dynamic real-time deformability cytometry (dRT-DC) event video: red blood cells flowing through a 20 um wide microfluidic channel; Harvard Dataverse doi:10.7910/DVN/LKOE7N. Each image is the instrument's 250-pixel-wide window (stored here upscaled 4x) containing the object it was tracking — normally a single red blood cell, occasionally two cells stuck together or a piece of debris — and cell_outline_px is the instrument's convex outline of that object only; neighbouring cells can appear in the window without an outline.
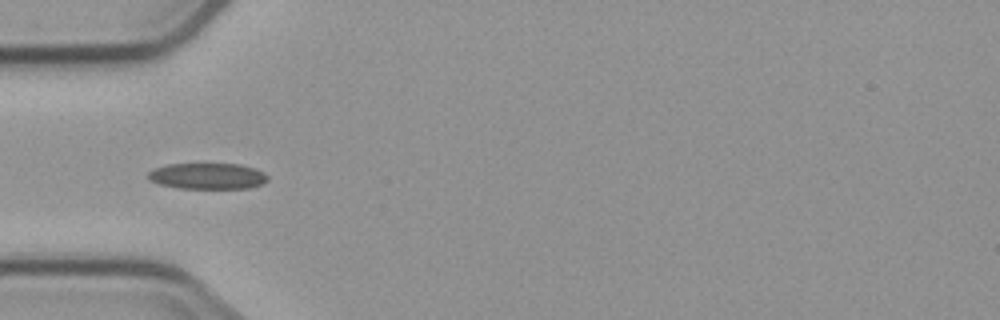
{"species": "common noctule bat (a hibernating species)", "species_latin": "Nyctalus noctula", "temperature_condition": "cold", "stored_images_in_passage": 7, "camera_frame_rate_fps": 3000, "um_per_image_px": 0.085, "animal": {"sex": "male", "body_mass_g": 23.1, "forearm_length_mm": 52.7}, "frame": {"image": 1, "passage_image": 6, "time_ms": 5.667, "image_size_px": [1000, 320], "cell_outline_px": [[268, 180], [264, 184], [248, 188], [176, 188], [160, 184], [148, 180], [148, 172], [152, 168], [168, 164], [240, 164], [264, 172], [268, 176]], "centroid_in_image_um": [17.63, 14.97], "position_along_channel_um": 67.4, "area_um2": 18.26}}
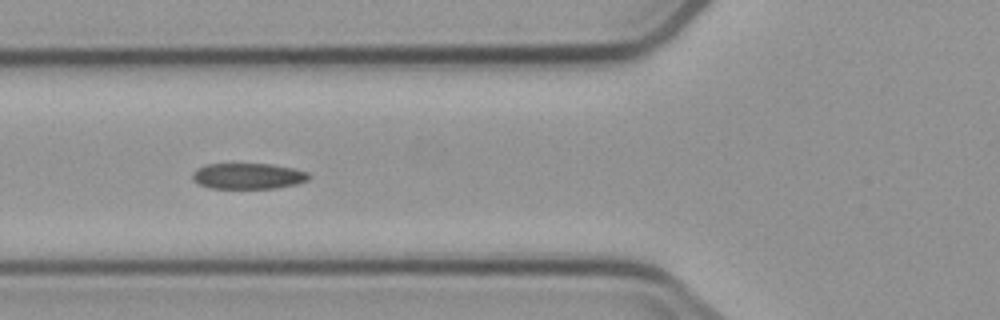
{"frame": {"image": 2, "passage_image": 7, "time_ms": 6.667, "image_size_px": [1000, 320], "cell_outline_px": [[308, 180], [296, 184], [276, 188], [208, 188], [192, 180], [192, 172], [196, 168], [204, 164], [272, 164], [292, 168], [308, 172]], "centroid_in_image_um": [21.04, 14.96], "position_along_channel_um": 104.8, "area_um2": 17.57}}